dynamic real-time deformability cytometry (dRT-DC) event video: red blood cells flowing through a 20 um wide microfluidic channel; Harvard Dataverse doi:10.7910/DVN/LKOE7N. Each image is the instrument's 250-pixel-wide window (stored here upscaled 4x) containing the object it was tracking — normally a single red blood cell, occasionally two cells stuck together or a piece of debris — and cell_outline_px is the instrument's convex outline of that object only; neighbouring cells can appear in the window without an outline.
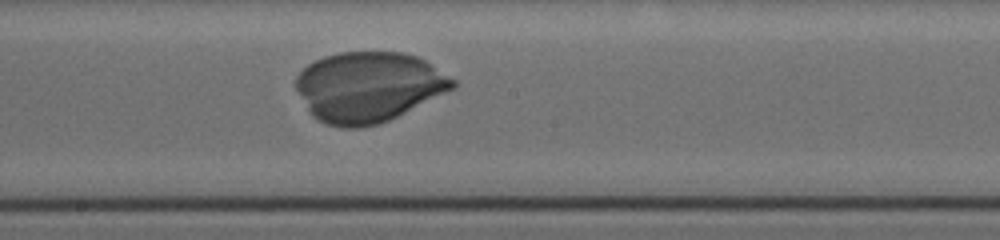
{"species": "human", "species_latin": "Homo sapiens", "temperature_condition": "cold", "stored_images_in_passage": 22, "camera_frame_rate_fps": 3000, "um_per_image_px": 0.085, "donor": {"sex": "female"}, "frame": {"image": 1, "passage_image": 10, "time_ms": 4.0, "image_size_px": [1000, 240], "cell_outline_px": [[456, 88], [380, 124], [360, 128], [340, 128], [316, 120], [312, 116], [296, 88], [296, 76], [308, 64], [324, 56], [340, 52], [400, 52], [416, 56], [424, 60], [456, 80]], "centroid_in_image_um": [31.33, 7.4], "position_along_channel_um": 216.9, "area_um2": 64.04}}
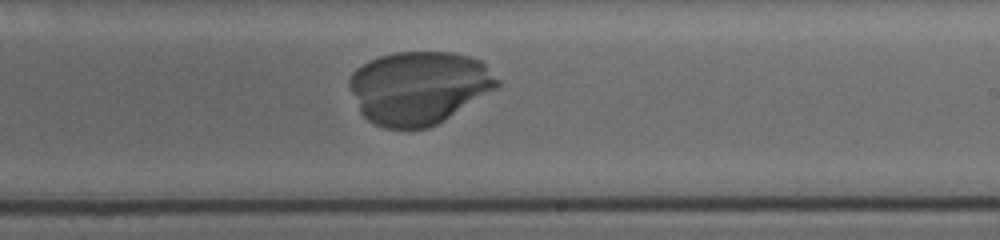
{"frame": {"image": 2, "passage_image": 12, "time_ms": 5.0, "image_size_px": [1000, 240], "cell_outline_px": [[500, 84], [496, 88], [444, 120], [428, 128], [384, 128], [368, 120], [360, 112], [348, 84], [348, 80], [352, 72], [356, 68], [368, 60], [380, 56], [396, 52], [452, 52], [468, 56], [480, 60], [500, 80]], "centroid_in_image_um": [35.58, 7.44], "position_along_channel_um": 253.4, "area_um2": 62.66}}
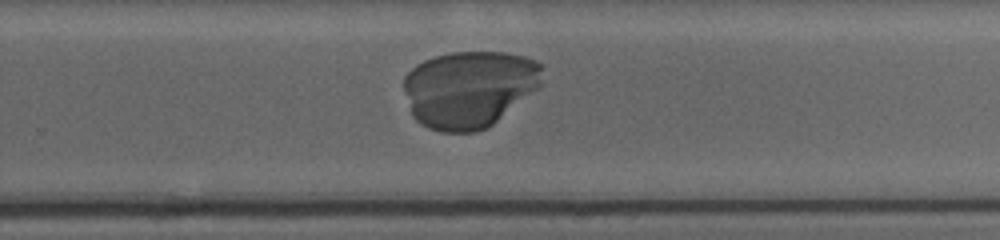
{"frame": {"image": 3, "passage_image": 14, "time_ms": 6.0, "image_size_px": [1000, 240], "cell_outline_px": [[544, 64], [540, 84], [536, 88], [492, 124], [476, 132], [440, 132], [428, 128], [420, 124], [412, 116], [404, 92], [404, 76], [416, 64], [424, 60], [436, 56], [452, 52], [504, 52], [524, 56], [536, 60]], "centroid_in_image_um": [39.85, 7.55], "position_along_channel_um": 290.0, "area_um2": 62.08}}